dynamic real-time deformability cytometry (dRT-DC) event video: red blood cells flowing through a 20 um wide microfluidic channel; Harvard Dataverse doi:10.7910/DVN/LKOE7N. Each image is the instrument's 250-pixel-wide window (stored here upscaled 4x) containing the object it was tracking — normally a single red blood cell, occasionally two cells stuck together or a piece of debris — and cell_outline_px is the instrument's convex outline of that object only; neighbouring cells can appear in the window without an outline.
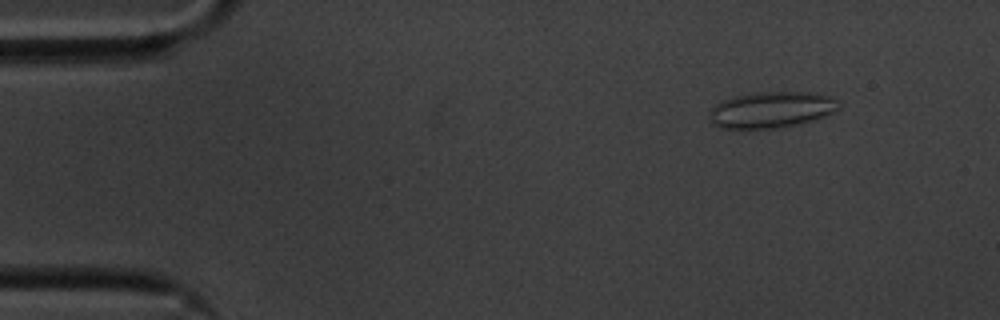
{"species": "common noctule bat (a hibernating species)", "species_latin": "Nyctalus noctula", "temperature_condition": "cold", "stored_images_in_passage": 56, "camera_frame_rate_fps": 3000, "um_per_image_px": 0.085, "animal": {"sex": "male", "body_mass_g": 20.1, "forearm_length_mm": 53.5}, "frame": {"image": 1, "passage_image": 6, "time_ms": 1.667, "image_size_px": [1000, 320], "cell_outline_px": [[840, 108], [824, 116], [812, 120], [780, 128], [720, 128], [712, 124], [708, 120], [708, 112], [716, 104], [732, 96], [752, 92], [808, 92], [828, 96], [836, 100], [840, 104]], "centroid_in_image_um": [65.51, 9.33], "position_along_channel_um": 19.5, "area_um2": 27.34}}
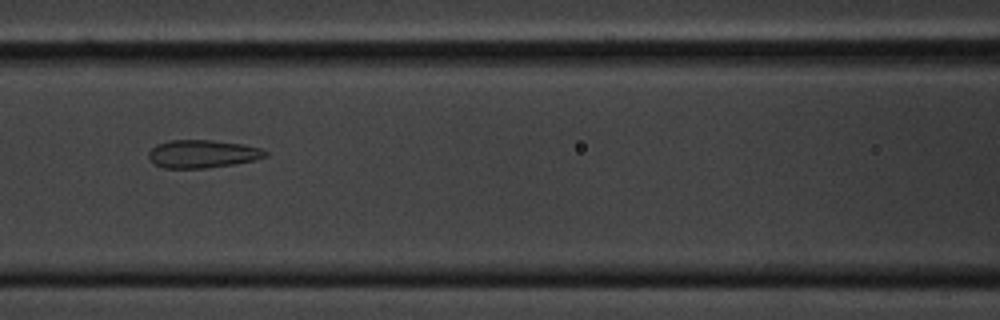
{"frame": {"image": 2, "passage_image": 24, "time_ms": 7.667, "image_size_px": [1000, 320], "cell_outline_px": [[268, 156], [236, 164], [208, 168], [164, 168], [152, 164], [148, 156], [148, 152], [156, 144], [168, 140], [212, 140], [244, 144], [260, 148], [268, 152]], "centroid_in_image_um": [17.18, 13.08], "position_along_channel_um": 149.4, "area_um2": 19.25}}
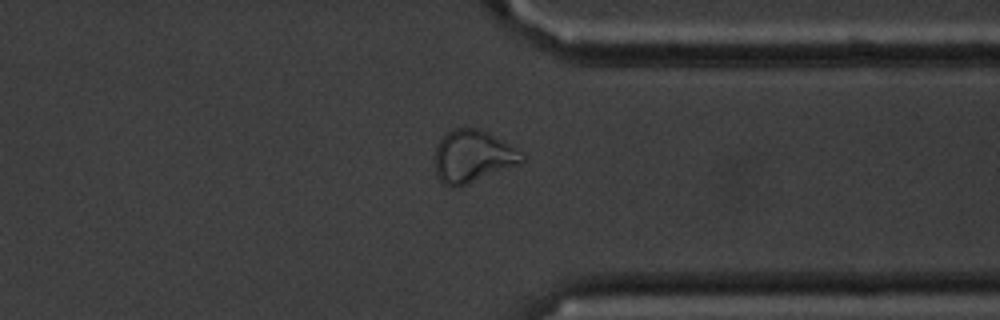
{"frame": {"image": 3, "passage_image": 43, "time_ms": 14.0, "image_size_px": [1000, 320], "cell_outline_px": [[528, 156], [520, 164], [468, 184], [444, 184], [436, 176], [432, 160], [436, 144], [452, 128], [476, 128], [488, 132], [524, 152]], "centroid_in_image_um": [40.19, 13.27], "position_along_channel_um": 371.2, "area_um2": 26.82}, "authors_computed_cell_mechanics": {"area_um2": 23.4379, "velocity_mm_per_s": 3.5429, "shape_relaxation_time_tau1_ms": null, "shape_relaxation_time_tau2_ms": 1.2487, "deformation_change_tau1": null, "deformation_change_tau2": 0.1004}}